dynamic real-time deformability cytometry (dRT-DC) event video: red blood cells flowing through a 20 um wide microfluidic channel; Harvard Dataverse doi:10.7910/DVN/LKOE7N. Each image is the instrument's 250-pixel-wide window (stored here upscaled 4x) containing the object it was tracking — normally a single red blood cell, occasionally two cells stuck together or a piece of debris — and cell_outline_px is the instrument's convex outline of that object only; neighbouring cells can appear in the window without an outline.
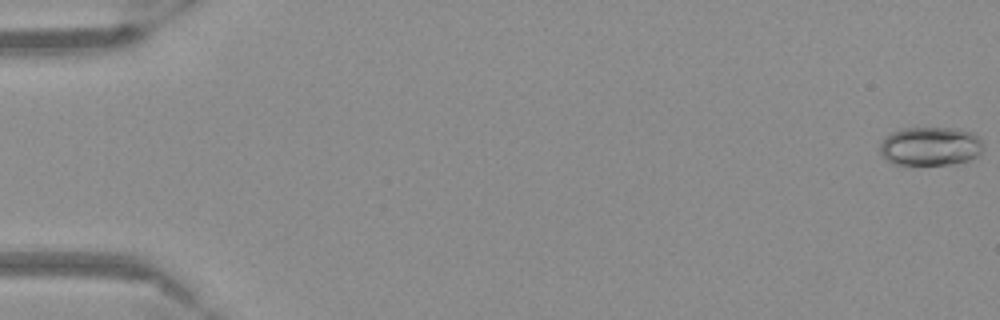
{"species": "Egyptian fruit bat (a non-hibernating species)", "species_latin": "Rousettus aegyptiacus", "temperature_condition": "warm", "stored_images_in_passage": 11, "camera_frame_rate_fps": 3000, "um_per_image_px": 0.085, "frame": {"image": 1, "passage_image": 1, "time_ms": 0.0, "image_size_px": [1000, 320], "cell_outline_px": [[984, 148], [976, 156], [968, 160], [952, 164], [892, 164], [880, 152], [880, 140], [892, 132], [904, 128], [960, 128], [972, 132], [980, 136], [984, 144]], "centroid_in_image_um": [79.11, 12.41], "position_along_channel_um": 5.9, "area_um2": 23.52}}